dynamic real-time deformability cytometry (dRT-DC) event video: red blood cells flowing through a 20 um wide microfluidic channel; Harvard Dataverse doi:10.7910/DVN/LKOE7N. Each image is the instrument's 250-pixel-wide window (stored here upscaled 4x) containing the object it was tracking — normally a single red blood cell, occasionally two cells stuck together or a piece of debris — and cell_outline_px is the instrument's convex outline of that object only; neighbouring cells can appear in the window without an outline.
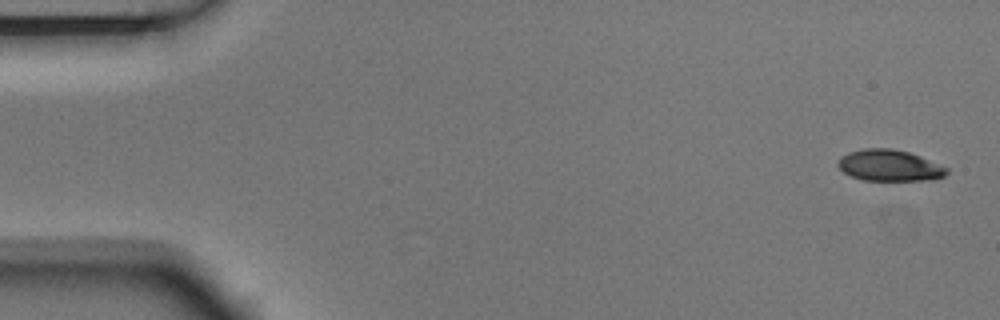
{"species": "Egyptian fruit bat (a non-hibernating species)", "species_latin": "Rousettus aegyptiacus", "temperature_condition": "room temperature", "stored_images_in_passage": 4, "camera_frame_rate_fps": 3000, "um_per_image_px": 0.085, "animal": {"sex": "male"}, "frame": {"image": 1, "passage_image": 1, "time_ms": 0.0, "image_size_px": [1000, 320], "cell_outline_px": [[948, 172], [944, 176], [928, 180], [864, 180], [852, 176], [844, 172], [836, 164], [840, 156], [848, 152], [864, 148], [892, 148], [908, 152], [920, 156], [948, 168]], "centroid_in_image_um": [75.58, 14.05], "position_along_channel_um": 9.4, "area_um2": 19.77}}